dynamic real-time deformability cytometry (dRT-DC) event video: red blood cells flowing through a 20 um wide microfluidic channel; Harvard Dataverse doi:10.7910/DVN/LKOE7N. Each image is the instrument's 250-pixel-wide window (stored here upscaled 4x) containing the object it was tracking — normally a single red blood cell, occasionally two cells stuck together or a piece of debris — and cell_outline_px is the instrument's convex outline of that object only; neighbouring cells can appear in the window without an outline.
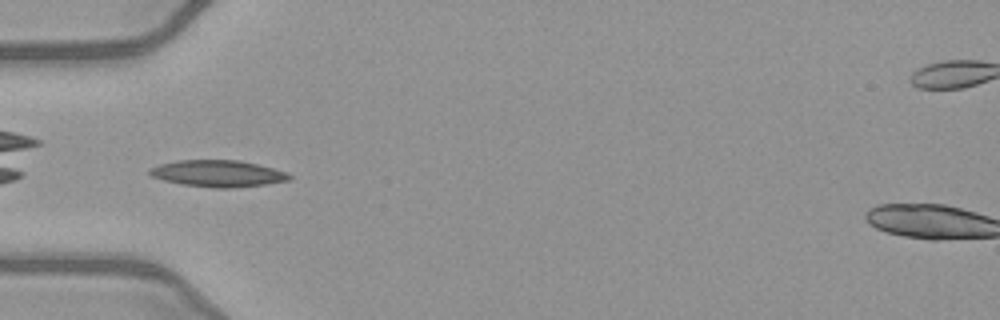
{"species": "common noctule bat (a hibernating species)", "species_latin": "Nyctalus noctula", "temperature_condition": "warm", "stored_images_in_passage": 50, "camera_frame_rate_fps": 3000, "um_per_image_px": 0.085, "animal": {"sex": "female", "body_mass_g": 21.9}, "frame": {"image": 1, "passage_image": 16, "time_ms": 5.0, "image_size_px": [1000, 320], "cell_outline_px": [[292, 176], [288, 180], [264, 184], [232, 188], [216, 188], [180, 184], [164, 180], [152, 176], [148, 172], [148, 168], [160, 164], [176, 160], [240, 160], [272, 168], [284, 172]], "centroid_in_image_um": [18.46, 14.74], "position_along_channel_um": 66.5, "area_um2": 21.5}}
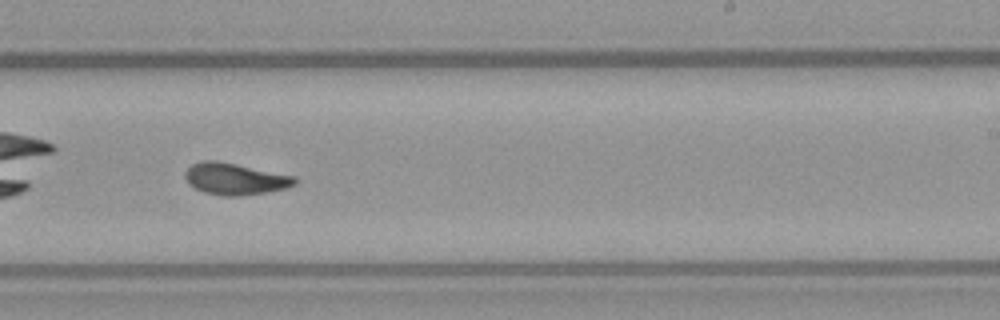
{"frame": {"image": 2, "passage_image": 31, "time_ms": 10.0, "image_size_px": [1000, 320], "cell_outline_px": [[296, 184], [284, 188], [264, 192], [240, 196], [224, 196], [204, 192], [188, 184], [184, 176], [184, 172], [192, 164], [204, 160], [216, 160], [296, 176]], "centroid_in_image_um": [19.94, 15.2], "position_along_channel_um": 269.1, "area_um2": 20.11}}
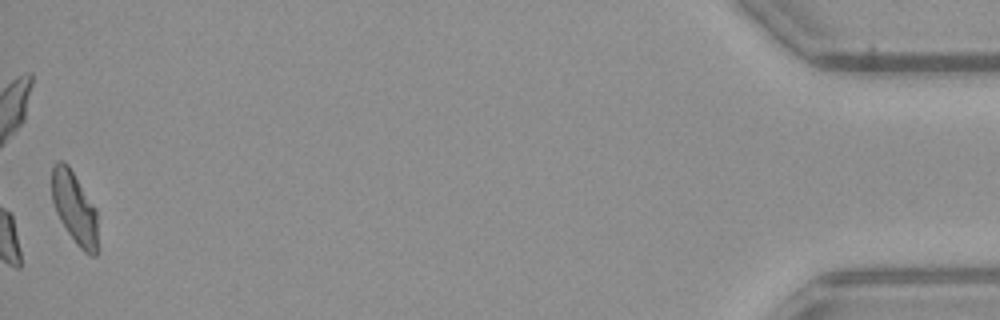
{"frame": {"image": 3, "passage_image": 50, "time_ms": 16.333, "image_size_px": [1000, 320], "cell_outline_px": [[96, 256], [92, 256], [84, 252], [76, 244], [60, 220], [56, 212], [52, 200], [52, 164], [56, 160], [64, 160], [68, 164], [96, 208]], "centroid_in_image_um": [6.3, 17.61], "position_along_channel_um": 428.9, "area_um2": 19.19}, "authors_computed_cell_mechanics": {"area_um2": 20.23, "velocity_mm_per_s": 4.0459, "shape_relaxation_time_tau1_ms": 3.2293, "shape_relaxation_time_tau2_ms": 1.4916, "deformation_change_tau1": 0.1559, "deformation_change_tau2": 0.071}}